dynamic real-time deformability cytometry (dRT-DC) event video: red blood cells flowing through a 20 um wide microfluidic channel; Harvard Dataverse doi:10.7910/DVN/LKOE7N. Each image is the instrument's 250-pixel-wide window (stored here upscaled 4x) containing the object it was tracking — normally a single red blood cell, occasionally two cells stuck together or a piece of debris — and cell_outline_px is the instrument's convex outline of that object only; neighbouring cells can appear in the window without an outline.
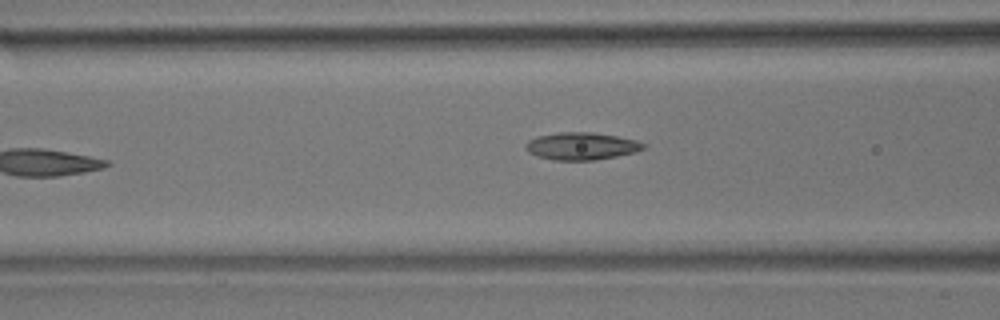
{"species": "common noctule bat (a hibernating species)", "species_latin": "Nyctalus noctula", "temperature_condition": "room temperature", "stored_images_in_passage": 14, "camera_frame_rate_fps": 3000, "um_per_image_px": 0.085, "animal": {"sex": "male", "body_mass_g": 17.9}, "frame": {"image": 1, "passage_image": 5, "time_ms": 1.333, "image_size_px": [1000, 320], "cell_outline_px": [[648, 148], [636, 152], [616, 156], [592, 160], [552, 160], [536, 156], [528, 152], [524, 148], [524, 144], [528, 140], [536, 136], [556, 132], [592, 132], [616, 136], [636, 140], [648, 144]], "centroid_in_image_um": [49.41, 12.41], "position_along_channel_um": 117.2, "area_um2": 19.13}}